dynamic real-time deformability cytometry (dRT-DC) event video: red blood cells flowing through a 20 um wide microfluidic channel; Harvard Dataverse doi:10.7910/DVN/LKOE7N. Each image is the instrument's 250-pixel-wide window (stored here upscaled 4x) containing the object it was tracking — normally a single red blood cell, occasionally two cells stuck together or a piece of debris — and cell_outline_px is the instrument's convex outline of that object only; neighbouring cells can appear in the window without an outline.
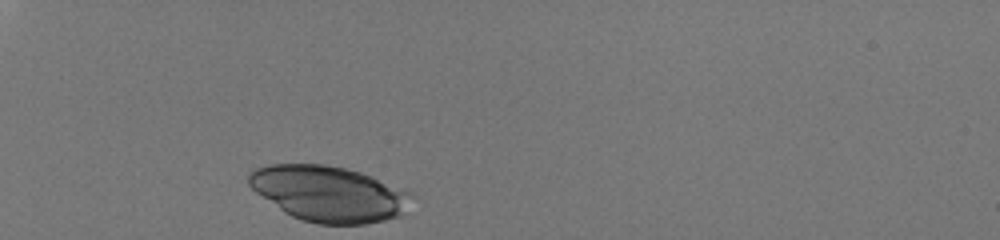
{"species": "human", "species_latin": "Homo sapiens", "temperature_condition": "room temperature", "stored_images_in_passage": 29, "camera_frame_rate_fps": 3000, "um_per_image_px": 0.085, "donor": {"sex": "male"}, "frame": {"image": 1, "passage_image": 1, "time_ms": 0.0, "image_size_px": [1000, 240], "cell_outline_px": [[416, 196], [400, 216], [384, 220], [364, 224], [316, 224], [292, 216], [284, 212], [256, 192], [248, 184], [248, 172], [256, 168], [268, 164], [324, 164], [344, 168], [360, 172], [372, 176], [416, 192]], "centroid_in_image_um": [28.0, 16.46], "position_along_channel_um": 57.0, "area_um2": 53.23}}